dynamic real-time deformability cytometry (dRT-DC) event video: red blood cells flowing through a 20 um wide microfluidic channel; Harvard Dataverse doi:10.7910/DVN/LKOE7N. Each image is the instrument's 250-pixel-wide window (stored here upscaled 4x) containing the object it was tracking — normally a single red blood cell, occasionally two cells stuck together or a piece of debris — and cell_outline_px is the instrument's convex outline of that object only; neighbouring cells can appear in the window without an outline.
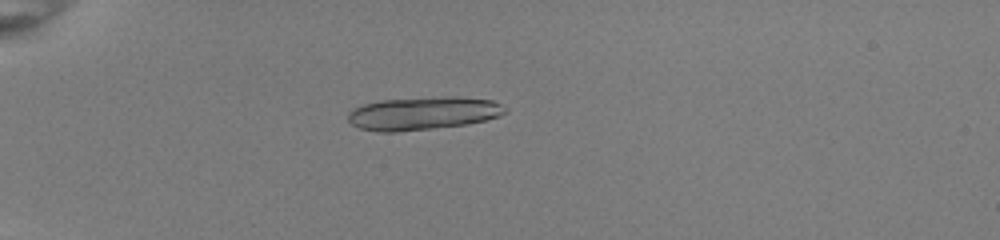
{"species": "common noctule bat (a hibernating species)", "species_latin": "Nyctalus noctula", "temperature_condition": "room temperature", "stored_images_in_passage": 23, "camera_frame_rate_fps": 3000, "um_per_image_px": 0.085, "animal": {"sex": "female", "body_mass_g": 22.0, "forearm_length_mm": 56.7}, "frame": {"image": 1, "passage_image": 17, "time_ms": 5.333, "image_size_px": [1000, 240], "cell_outline_px": [[508, 112], [500, 116], [468, 124], [396, 132], [376, 132], [360, 128], [352, 124], [348, 120], [348, 112], [352, 108], [364, 104], [380, 100], [448, 96], [452, 96], [492, 100], [508, 108]], "centroid_in_image_um": [35.96, 9.63], "position_along_channel_um": 49.0, "area_um2": 30.4}}